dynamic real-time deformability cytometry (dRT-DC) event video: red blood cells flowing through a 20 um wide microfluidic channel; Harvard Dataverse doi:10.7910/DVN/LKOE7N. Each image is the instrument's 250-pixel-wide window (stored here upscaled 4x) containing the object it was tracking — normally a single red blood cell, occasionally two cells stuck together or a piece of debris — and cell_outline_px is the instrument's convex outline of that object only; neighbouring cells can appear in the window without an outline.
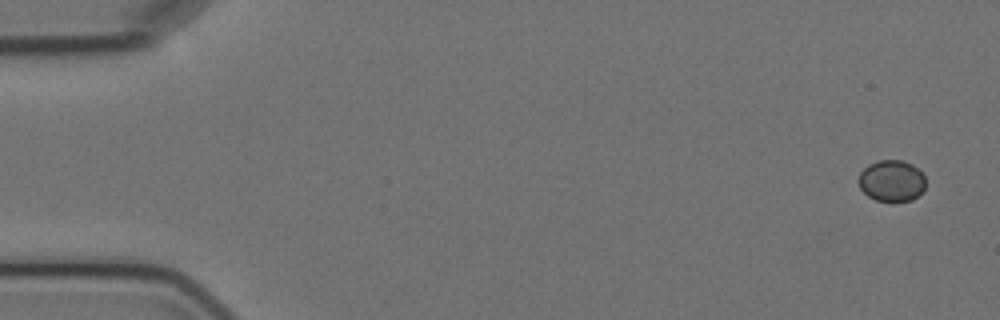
{"species": "Egyptian fruit bat (a non-hibernating species)", "species_latin": "Rousettus aegyptiacus", "temperature_condition": "cold", "stored_images_in_passage": 6, "camera_frame_rate_fps": 3000, "um_per_image_px": 0.085, "animal": {"sex": "female"}, "frame": {"image": 1, "passage_image": 1, "time_ms": 0.0, "image_size_px": [1000, 320], "cell_outline_px": [[924, 188], [912, 200], [876, 200], [868, 196], [860, 188], [856, 180], [860, 172], [868, 164], [880, 160], [904, 160], [912, 164], [924, 176]], "centroid_in_image_um": [75.74, 15.34], "position_along_channel_um": 9.3, "area_um2": 16.01}}